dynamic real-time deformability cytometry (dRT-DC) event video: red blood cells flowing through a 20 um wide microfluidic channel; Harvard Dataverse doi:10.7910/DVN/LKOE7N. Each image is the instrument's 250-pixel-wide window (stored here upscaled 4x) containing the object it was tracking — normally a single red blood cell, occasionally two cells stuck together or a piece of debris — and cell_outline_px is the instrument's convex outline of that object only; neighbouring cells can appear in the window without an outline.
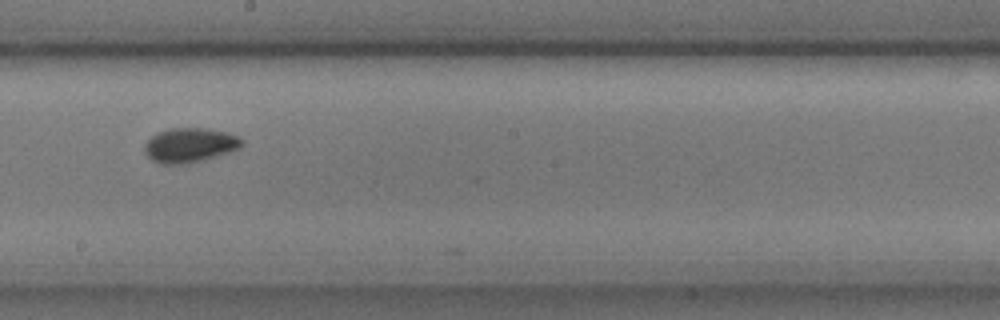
{"species": "common noctule bat (a hibernating species)", "species_latin": "Nyctalus noctula", "temperature_condition": "cold", "stored_images_in_passage": 9, "camera_frame_rate_fps": 3000, "um_per_image_px": 0.085, "animal": {"sex": "male", "body_mass_g": 17.9, "forearm_length_mm": 54.2}, "frame": {"image": 1, "passage_image": 8, "time_ms": 2.333, "image_size_px": [1000, 320], "cell_outline_px": [[244, 144], [240, 148], [228, 152], [188, 164], [160, 164], [152, 160], [144, 152], [144, 144], [156, 132], [168, 128], [208, 128], [228, 132], [240, 136], [244, 140]], "centroid_in_image_um": [16.14, 12.32], "position_along_channel_um": 232.1, "area_um2": 19.83}}